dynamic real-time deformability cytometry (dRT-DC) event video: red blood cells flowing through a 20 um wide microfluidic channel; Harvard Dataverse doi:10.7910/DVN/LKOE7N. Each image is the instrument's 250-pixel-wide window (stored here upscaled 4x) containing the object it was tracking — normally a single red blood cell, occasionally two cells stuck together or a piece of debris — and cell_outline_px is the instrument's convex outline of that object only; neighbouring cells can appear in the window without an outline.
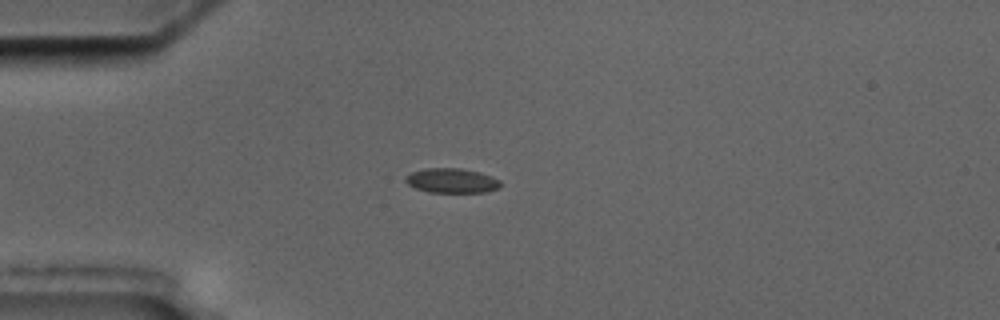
{"species": "common noctule bat (a hibernating species)", "species_latin": "Nyctalus noctula", "temperature_condition": "cold", "stored_images_in_passage": 2, "camera_frame_rate_fps": 3000, "um_per_image_px": 0.085, "animal": {"sex": "male", "body_mass_g": 17.5, "forearm_length_mm": 52.3}, "frame": {"image": 1, "passage_image": 1, "time_ms": 0.0, "image_size_px": [1000, 320], "cell_outline_px": [[500, 184], [496, 188], [484, 192], [428, 192], [416, 188], [408, 184], [404, 180], [404, 176], [412, 172], [424, 168], [460, 168], [480, 172], [492, 176], [500, 180]], "centroid_in_image_um": [38.36, 15.34], "position_along_channel_um": 46.6, "area_um2": 13.58}}